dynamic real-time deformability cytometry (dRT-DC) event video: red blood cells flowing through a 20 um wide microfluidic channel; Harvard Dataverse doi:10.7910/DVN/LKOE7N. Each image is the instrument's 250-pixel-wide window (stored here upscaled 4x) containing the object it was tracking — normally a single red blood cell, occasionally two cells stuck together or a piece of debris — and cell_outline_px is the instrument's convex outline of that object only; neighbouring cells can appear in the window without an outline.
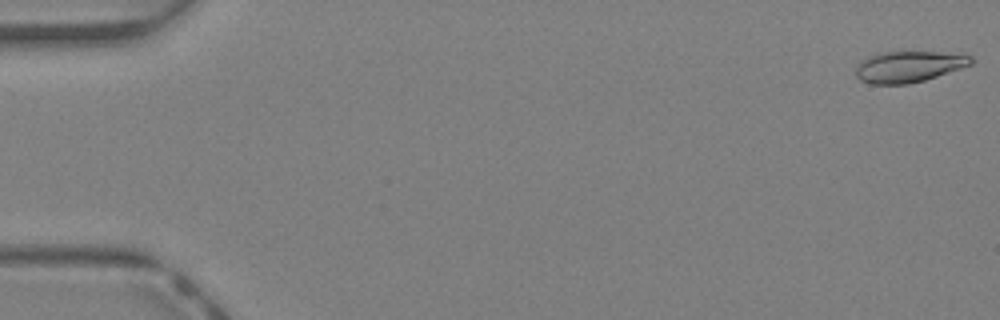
{"species": "Egyptian fruit bat (a non-hibernating species)", "species_latin": "Rousettus aegyptiacus", "temperature_condition": "warm", "stored_images_in_passage": 44, "camera_frame_rate_fps": 3000, "um_per_image_px": 0.085, "animal": {"sex": "female"}, "frame": {"image": 1, "passage_image": 1, "time_ms": 0.0, "image_size_px": [1000, 320], "cell_outline_px": [[972, 64], [924, 80], [908, 84], [868, 84], [860, 80], [856, 76], [856, 64], [860, 60], [876, 52], [964, 52], [972, 56]], "centroid_in_image_um": [77.22, 5.64], "position_along_channel_um": 7.8, "area_um2": 21.27}}
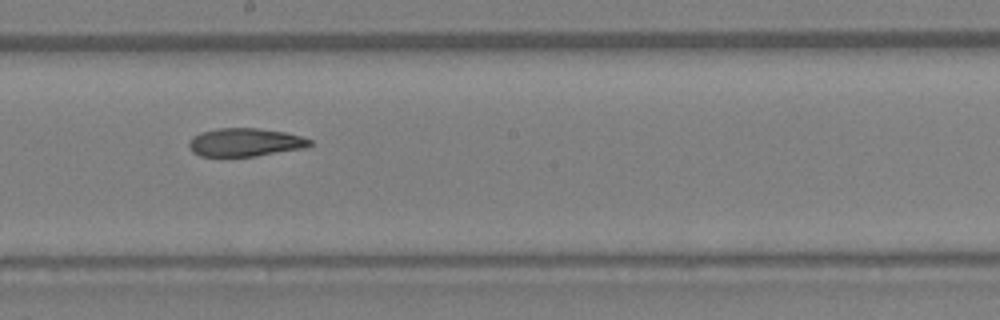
{"frame": {"image": 2, "passage_image": 25, "time_ms": 8.0, "image_size_px": [1000, 320], "cell_outline_px": [[312, 144], [304, 148], [256, 156], [200, 156], [192, 152], [188, 148], [188, 144], [192, 136], [200, 132], [216, 128], [256, 128], [284, 132], [300, 136], [312, 140]], "centroid_in_image_um": [20.79, 12.09], "position_along_channel_um": 227.4, "area_um2": 19.94}}
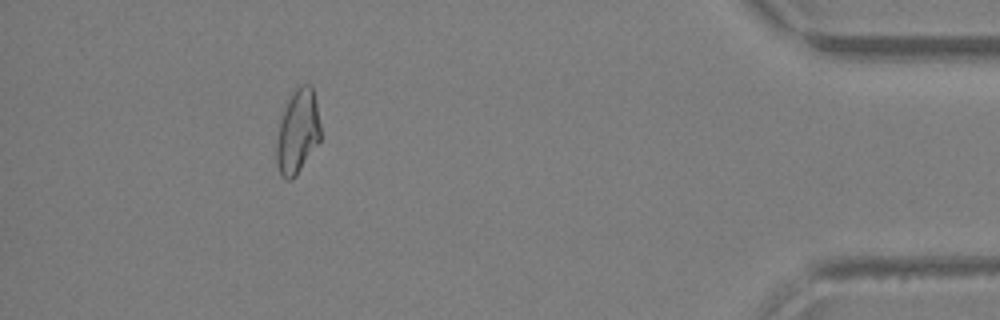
{"frame": {"image": 3, "passage_image": 40, "time_ms": 13.0, "image_size_px": [1000, 320], "cell_outline_px": [[320, 140], [296, 176], [292, 180], [284, 180], [280, 176], [276, 164], [276, 140], [280, 120], [284, 104], [288, 96], [300, 84], [312, 84], [316, 100], [320, 124]], "centroid_in_image_um": [25.27, 11.18], "position_along_channel_um": 409.9, "area_um2": 22.14}, "authors_computed_cell_mechanics": {"area_um2": 21.0681, "velocity_mm_per_s": 4.754, "shape_relaxation_time_tau1_ms": 4.7982, "shape_relaxation_time_tau2_ms": 3.3222, "deformation_change_tau1": 0.1838, "deformation_change_tau2": 0.1192}}